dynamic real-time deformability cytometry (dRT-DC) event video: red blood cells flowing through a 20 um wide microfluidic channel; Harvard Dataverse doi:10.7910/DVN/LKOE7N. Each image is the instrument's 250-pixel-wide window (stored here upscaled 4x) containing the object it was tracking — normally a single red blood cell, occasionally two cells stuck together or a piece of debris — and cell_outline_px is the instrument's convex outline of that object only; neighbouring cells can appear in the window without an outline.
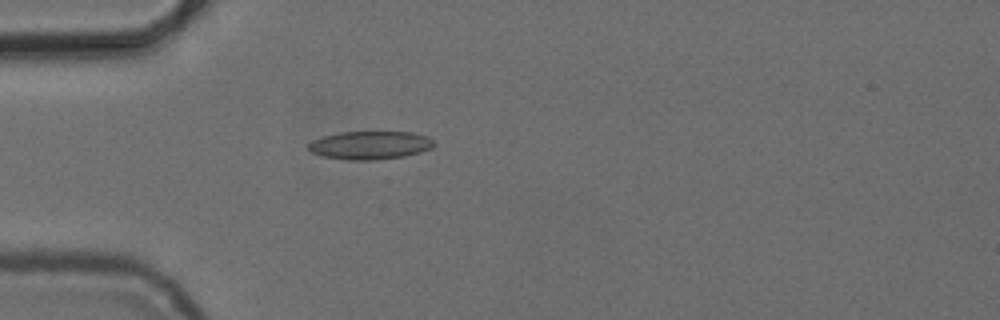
{"species": "common noctule bat (a hibernating species)", "species_latin": "Nyctalus noctula", "temperature_condition": "cold", "stored_images_in_passage": 5, "camera_frame_rate_fps": 3000, "um_per_image_px": 0.085, "animal": {"sex": "female", "body_mass_g": 24.6, "forearm_length_mm": 56.2}, "frame": {"image": 1, "passage_image": 5, "time_ms": 5.0, "image_size_px": [1000, 320], "cell_outline_px": [[436, 144], [432, 148], [420, 152], [404, 156], [372, 160], [348, 160], [324, 156], [312, 152], [308, 148], [308, 144], [312, 140], [324, 136], [340, 132], [412, 132], [428, 136]], "centroid_in_image_um": [31.48, 12.34], "position_along_channel_um": 53.5, "area_um2": 20.58}}